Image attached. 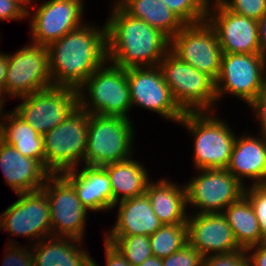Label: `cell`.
I'll list each match as a JSON object with an SVG mask.
<instances>
[{"label":"cell","instance_id":"cell-1","mask_svg":"<svg viewBox=\"0 0 266 266\" xmlns=\"http://www.w3.org/2000/svg\"><path fill=\"white\" fill-rule=\"evenodd\" d=\"M89 24L87 20L47 46L53 86L77 90L107 61L106 24Z\"/></svg>","mask_w":266,"mask_h":266},{"label":"cell","instance_id":"cell-2","mask_svg":"<svg viewBox=\"0 0 266 266\" xmlns=\"http://www.w3.org/2000/svg\"><path fill=\"white\" fill-rule=\"evenodd\" d=\"M111 5L105 22L107 61L124 69L158 66L170 51V39L144 20L128 15L115 1Z\"/></svg>","mask_w":266,"mask_h":266},{"label":"cell","instance_id":"cell-3","mask_svg":"<svg viewBox=\"0 0 266 266\" xmlns=\"http://www.w3.org/2000/svg\"><path fill=\"white\" fill-rule=\"evenodd\" d=\"M178 124L193 139L194 170L228 167L237 134L227 120L216 116L215 111L186 112Z\"/></svg>","mask_w":266,"mask_h":266},{"label":"cell","instance_id":"cell-4","mask_svg":"<svg viewBox=\"0 0 266 266\" xmlns=\"http://www.w3.org/2000/svg\"><path fill=\"white\" fill-rule=\"evenodd\" d=\"M79 107L88 114L131 119L126 69L106 61L77 89Z\"/></svg>","mask_w":266,"mask_h":266},{"label":"cell","instance_id":"cell-5","mask_svg":"<svg viewBox=\"0 0 266 266\" xmlns=\"http://www.w3.org/2000/svg\"><path fill=\"white\" fill-rule=\"evenodd\" d=\"M158 67L176 104L184 113L217 111L215 80L207 73L181 61L171 51L162 58Z\"/></svg>","mask_w":266,"mask_h":266},{"label":"cell","instance_id":"cell-6","mask_svg":"<svg viewBox=\"0 0 266 266\" xmlns=\"http://www.w3.org/2000/svg\"><path fill=\"white\" fill-rule=\"evenodd\" d=\"M132 121L119 116L89 114L83 165L104 166L133 157L136 130Z\"/></svg>","mask_w":266,"mask_h":266},{"label":"cell","instance_id":"cell-7","mask_svg":"<svg viewBox=\"0 0 266 266\" xmlns=\"http://www.w3.org/2000/svg\"><path fill=\"white\" fill-rule=\"evenodd\" d=\"M88 124L89 114L78 106L66 120L43 135L45 168L51 174L83 165Z\"/></svg>","mask_w":266,"mask_h":266},{"label":"cell","instance_id":"cell-8","mask_svg":"<svg viewBox=\"0 0 266 266\" xmlns=\"http://www.w3.org/2000/svg\"><path fill=\"white\" fill-rule=\"evenodd\" d=\"M266 84L265 54L223 53L215 80L217 104L224 94L250 105Z\"/></svg>","mask_w":266,"mask_h":266},{"label":"cell","instance_id":"cell-9","mask_svg":"<svg viewBox=\"0 0 266 266\" xmlns=\"http://www.w3.org/2000/svg\"><path fill=\"white\" fill-rule=\"evenodd\" d=\"M195 171L199 174L184 184L188 209L194 210L192 214L223 212L244 195L245 186L226 168Z\"/></svg>","mask_w":266,"mask_h":266},{"label":"cell","instance_id":"cell-10","mask_svg":"<svg viewBox=\"0 0 266 266\" xmlns=\"http://www.w3.org/2000/svg\"><path fill=\"white\" fill-rule=\"evenodd\" d=\"M21 101L13 111L41 135L66 120L79 106L77 90L51 86L17 98Z\"/></svg>","mask_w":266,"mask_h":266},{"label":"cell","instance_id":"cell-11","mask_svg":"<svg viewBox=\"0 0 266 266\" xmlns=\"http://www.w3.org/2000/svg\"><path fill=\"white\" fill-rule=\"evenodd\" d=\"M84 2V0H44L38 6L28 4L30 42L48 46L68 32L81 27L85 23Z\"/></svg>","mask_w":266,"mask_h":266},{"label":"cell","instance_id":"cell-12","mask_svg":"<svg viewBox=\"0 0 266 266\" xmlns=\"http://www.w3.org/2000/svg\"><path fill=\"white\" fill-rule=\"evenodd\" d=\"M18 199L0 214V230L11 236L25 237L32 246L52 236L50 207L45 192L40 189L17 193Z\"/></svg>","mask_w":266,"mask_h":266},{"label":"cell","instance_id":"cell-13","mask_svg":"<svg viewBox=\"0 0 266 266\" xmlns=\"http://www.w3.org/2000/svg\"><path fill=\"white\" fill-rule=\"evenodd\" d=\"M42 190L50 207L52 236L84 240L88 210L73 185L62 174H50Z\"/></svg>","mask_w":266,"mask_h":266},{"label":"cell","instance_id":"cell-14","mask_svg":"<svg viewBox=\"0 0 266 266\" xmlns=\"http://www.w3.org/2000/svg\"><path fill=\"white\" fill-rule=\"evenodd\" d=\"M170 51L181 61L217 79L223 51L217 33L207 20L185 25L170 40Z\"/></svg>","mask_w":266,"mask_h":266},{"label":"cell","instance_id":"cell-15","mask_svg":"<svg viewBox=\"0 0 266 266\" xmlns=\"http://www.w3.org/2000/svg\"><path fill=\"white\" fill-rule=\"evenodd\" d=\"M126 76L132 108L138 106L173 124L179 123L184 112L176 104L158 66L127 68Z\"/></svg>","mask_w":266,"mask_h":266},{"label":"cell","instance_id":"cell-16","mask_svg":"<svg viewBox=\"0 0 266 266\" xmlns=\"http://www.w3.org/2000/svg\"><path fill=\"white\" fill-rule=\"evenodd\" d=\"M5 86L13 98L53 86L47 46L29 42L13 54L9 53Z\"/></svg>","mask_w":266,"mask_h":266},{"label":"cell","instance_id":"cell-17","mask_svg":"<svg viewBox=\"0 0 266 266\" xmlns=\"http://www.w3.org/2000/svg\"><path fill=\"white\" fill-rule=\"evenodd\" d=\"M206 20L217 33L223 53L263 54L256 20L228 10L219 0H209Z\"/></svg>","mask_w":266,"mask_h":266},{"label":"cell","instance_id":"cell-18","mask_svg":"<svg viewBox=\"0 0 266 266\" xmlns=\"http://www.w3.org/2000/svg\"><path fill=\"white\" fill-rule=\"evenodd\" d=\"M186 223L188 243L204 257L242 250L223 212L190 214Z\"/></svg>","mask_w":266,"mask_h":266},{"label":"cell","instance_id":"cell-19","mask_svg":"<svg viewBox=\"0 0 266 266\" xmlns=\"http://www.w3.org/2000/svg\"><path fill=\"white\" fill-rule=\"evenodd\" d=\"M237 134L226 168L243 186L266 184V137L262 134Z\"/></svg>","mask_w":266,"mask_h":266},{"label":"cell","instance_id":"cell-20","mask_svg":"<svg viewBox=\"0 0 266 266\" xmlns=\"http://www.w3.org/2000/svg\"><path fill=\"white\" fill-rule=\"evenodd\" d=\"M81 167L61 173L73 185L81 204L90 212L113 211V193L106 170L102 166Z\"/></svg>","mask_w":266,"mask_h":266},{"label":"cell","instance_id":"cell-21","mask_svg":"<svg viewBox=\"0 0 266 266\" xmlns=\"http://www.w3.org/2000/svg\"><path fill=\"white\" fill-rule=\"evenodd\" d=\"M0 168L5 182L15 194L42 189L51 174L38 160L23 156L1 138Z\"/></svg>","mask_w":266,"mask_h":266},{"label":"cell","instance_id":"cell-22","mask_svg":"<svg viewBox=\"0 0 266 266\" xmlns=\"http://www.w3.org/2000/svg\"><path fill=\"white\" fill-rule=\"evenodd\" d=\"M118 208L115 224L104 236H151L163 224L155 215L147 194L120 201L113 205Z\"/></svg>","mask_w":266,"mask_h":266},{"label":"cell","instance_id":"cell-23","mask_svg":"<svg viewBox=\"0 0 266 266\" xmlns=\"http://www.w3.org/2000/svg\"><path fill=\"white\" fill-rule=\"evenodd\" d=\"M83 240L50 236L30 246L34 266H92V257Z\"/></svg>","mask_w":266,"mask_h":266},{"label":"cell","instance_id":"cell-24","mask_svg":"<svg viewBox=\"0 0 266 266\" xmlns=\"http://www.w3.org/2000/svg\"><path fill=\"white\" fill-rule=\"evenodd\" d=\"M153 211L159 221L165 224H187V199L184 185L163 177L150 180L146 187Z\"/></svg>","mask_w":266,"mask_h":266},{"label":"cell","instance_id":"cell-25","mask_svg":"<svg viewBox=\"0 0 266 266\" xmlns=\"http://www.w3.org/2000/svg\"><path fill=\"white\" fill-rule=\"evenodd\" d=\"M126 160L102 166L110 178L113 205L145 194L148 182L151 180L148 169L137 159Z\"/></svg>","mask_w":266,"mask_h":266},{"label":"cell","instance_id":"cell-26","mask_svg":"<svg viewBox=\"0 0 266 266\" xmlns=\"http://www.w3.org/2000/svg\"><path fill=\"white\" fill-rule=\"evenodd\" d=\"M5 111L0 138L23 156L38 160L45 167L43 135L12 110Z\"/></svg>","mask_w":266,"mask_h":266},{"label":"cell","instance_id":"cell-27","mask_svg":"<svg viewBox=\"0 0 266 266\" xmlns=\"http://www.w3.org/2000/svg\"><path fill=\"white\" fill-rule=\"evenodd\" d=\"M131 17L144 20L170 40L185 26L161 0H116Z\"/></svg>","mask_w":266,"mask_h":266},{"label":"cell","instance_id":"cell-28","mask_svg":"<svg viewBox=\"0 0 266 266\" xmlns=\"http://www.w3.org/2000/svg\"><path fill=\"white\" fill-rule=\"evenodd\" d=\"M223 214L226 216L236 242L242 249L265 241L262 238L254 208L245 195L229 205Z\"/></svg>","mask_w":266,"mask_h":266},{"label":"cell","instance_id":"cell-29","mask_svg":"<svg viewBox=\"0 0 266 266\" xmlns=\"http://www.w3.org/2000/svg\"><path fill=\"white\" fill-rule=\"evenodd\" d=\"M188 243L187 224H165L150 236L152 256L165 258Z\"/></svg>","mask_w":266,"mask_h":266},{"label":"cell","instance_id":"cell-30","mask_svg":"<svg viewBox=\"0 0 266 266\" xmlns=\"http://www.w3.org/2000/svg\"><path fill=\"white\" fill-rule=\"evenodd\" d=\"M104 239L112 243L131 266H139L152 256L148 235L105 236Z\"/></svg>","mask_w":266,"mask_h":266},{"label":"cell","instance_id":"cell-31","mask_svg":"<svg viewBox=\"0 0 266 266\" xmlns=\"http://www.w3.org/2000/svg\"><path fill=\"white\" fill-rule=\"evenodd\" d=\"M185 24H197L206 20L209 0H161Z\"/></svg>","mask_w":266,"mask_h":266},{"label":"cell","instance_id":"cell-32","mask_svg":"<svg viewBox=\"0 0 266 266\" xmlns=\"http://www.w3.org/2000/svg\"><path fill=\"white\" fill-rule=\"evenodd\" d=\"M244 195L254 208L262 238L266 241V184L248 185Z\"/></svg>","mask_w":266,"mask_h":266},{"label":"cell","instance_id":"cell-33","mask_svg":"<svg viewBox=\"0 0 266 266\" xmlns=\"http://www.w3.org/2000/svg\"><path fill=\"white\" fill-rule=\"evenodd\" d=\"M13 240L7 241L1 266H34L31 248H23L19 242Z\"/></svg>","mask_w":266,"mask_h":266},{"label":"cell","instance_id":"cell-34","mask_svg":"<svg viewBox=\"0 0 266 266\" xmlns=\"http://www.w3.org/2000/svg\"><path fill=\"white\" fill-rule=\"evenodd\" d=\"M228 10L258 21L266 12V0H219Z\"/></svg>","mask_w":266,"mask_h":266},{"label":"cell","instance_id":"cell-35","mask_svg":"<svg viewBox=\"0 0 266 266\" xmlns=\"http://www.w3.org/2000/svg\"><path fill=\"white\" fill-rule=\"evenodd\" d=\"M204 256L187 243L183 248L162 259L163 266H203Z\"/></svg>","mask_w":266,"mask_h":266},{"label":"cell","instance_id":"cell-36","mask_svg":"<svg viewBox=\"0 0 266 266\" xmlns=\"http://www.w3.org/2000/svg\"><path fill=\"white\" fill-rule=\"evenodd\" d=\"M203 266H251L245 249L228 254H213L203 258Z\"/></svg>","mask_w":266,"mask_h":266},{"label":"cell","instance_id":"cell-37","mask_svg":"<svg viewBox=\"0 0 266 266\" xmlns=\"http://www.w3.org/2000/svg\"><path fill=\"white\" fill-rule=\"evenodd\" d=\"M29 0H0V22L28 20Z\"/></svg>","mask_w":266,"mask_h":266},{"label":"cell","instance_id":"cell-38","mask_svg":"<svg viewBox=\"0 0 266 266\" xmlns=\"http://www.w3.org/2000/svg\"><path fill=\"white\" fill-rule=\"evenodd\" d=\"M248 107L253 111V118L259 121V133L266 137V84Z\"/></svg>","mask_w":266,"mask_h":266},{"label":"cell","instance_id":"cell-39","mask_svg":"<svg viewBox=\"0 0 266 266\" xmlns=\"http://www.w3.org/2000/svg\"><path fill=\"white\" fill-rule=\"evenodd\" d=\"M104 251L106 266H131L130 263L123 257L120 251L110 242L104 239ZM92 266H99L98 262L92 258Z\"/></svg>","mask_w":266,"mask_h":266},{"label":"cell","instance_id":"cell-40","mask_svg":"<svg viewBox=\"0 0 266 266\" xmlns=\"http://www.w3.org/2000/svg\"><path fill=\"white\" fill-rule=\"evenodd\" d=\"M1 39V38H0ZM8 68V53L0 52V108L5 111V103L12 98L5 86L6 73ZM4 108V109H3Z\"/></svg>","mask_w":266,"mask_h":266},{"label":"cell","instance_id":"cell-41","mask_svg":"<svg viewBox=\"0 0 266 266\" xmlns=\"http://www.w3.org/2000/svg\"><path fill=\"white\" fill-rule=\"evenodd\" d=\"M251 266H266V241L245 249Z\"/></svg>","mask_w":266,"mask_h":266},{"label":"cell","instance_id":"cell-42","mask_svg":"<svg viewBox=\"0 0 266 266\" xmlns=\"http://www.w3.org/2000/svg\"><path fill=\"white\" fill-rule=\"evenodd\" d=\"M257 22H258L260 50L263 54L266 55V12Z\"/></svg>","mask_w":266,"mask_h":266},{"label":"cell","instance_id":"cell-43","mask_svg":"<svg viewBox=\"0 0 266 266\" xmlns=\"http://www.w3.org/2000/svg\"><path fill=\"white\" fill-rule=\"evenodd\" d=\"M139 266H163V262L161 258L151 256L147 258L142 264Z\"/></svg>","mask_w":266,"mask_h":266},{"label":"cell","instance_id":"cell-44","mask_svg":"<svg viewBox=\"0 0 266 266\" xmlns=\"http://www.w3.org/2000/svg\"><path fill=\"white\" fill-rule=\"evenodd\" d=\"M4 113L5 112L0 108V127H1V123H2V120H3Z\"/></svg>","mask_w":266,"mask_h":266},{"label":"cell","instance_id":"cell-45","mask_svg":"<svg viewBox=\"0 0 266 266\" xmlns=\"http://www.w3.org/2000/svg\"><path fill=\"white\" fill-rule=\"evenodd\" d=\"M38 2H39L38 0H29L28 4H32L33 5L34 3H38Z\"/></svg>","mask_w":266,"mask_h":266}]
</instances>
